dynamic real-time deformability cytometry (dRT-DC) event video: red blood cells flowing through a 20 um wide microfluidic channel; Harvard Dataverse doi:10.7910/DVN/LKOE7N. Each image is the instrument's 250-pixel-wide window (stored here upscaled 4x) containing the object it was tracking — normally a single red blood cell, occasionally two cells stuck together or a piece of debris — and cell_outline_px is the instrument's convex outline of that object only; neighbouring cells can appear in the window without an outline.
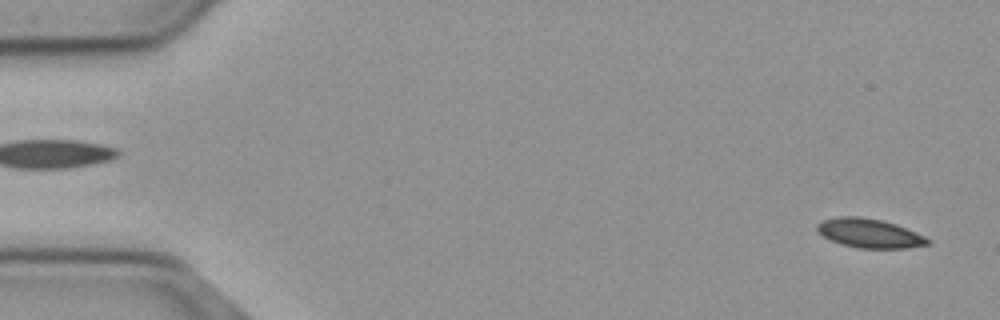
{"species": "common noctule bat (a hibernating species)", "species_latin": "Nyctalus noctula", "temperature_condition": "cold", "stored_images_in_passage": 55, "camera_frame_rate_fps": 3000, "um_per_image_px": 0.085, "animal": {"sex": "male", "body_mass_g": 23.1, "forearm_length_mm": 52.7}, "frame": {"image": 1, "passage_image": 2, "time_ms": 0.333, "image_size_px": [1000, 320], "cell_outline_px": [[932, 244], [908, 248], [856, 248], [832, 240], [824, 236], [816, 228], [816, 224], [824, 220], [840, 216], [860, 216], [880, 220], [896, 224], [924, 236], [932, 240]], "centroid_in_image_um": [73.95, 19.83], "position_along_channel_um": 11.0, "area_um2": 18.61}}
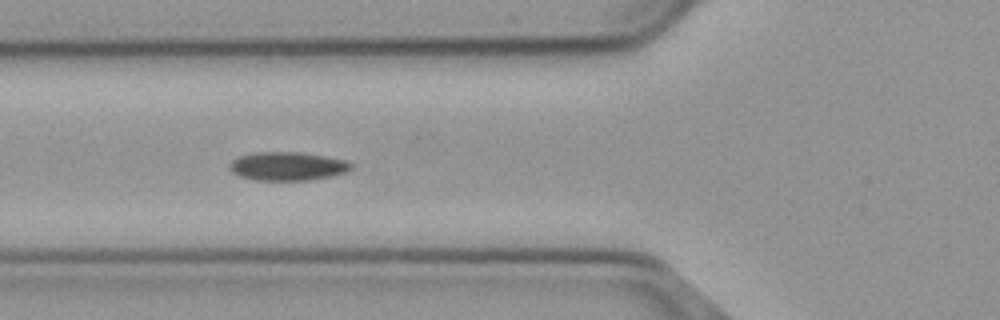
{"frame": {"image": 2, "passage_image": 20, "time_ms": 6.333, "image_size_px": [1000, 320], "cell_outline_px": [[352, 168], [344, 172], [332, 176], [308, 180], [256, 180], [240, 176], [232, 172], [228, 164], [232, 160], [240, 156], [252, 152], [300, 152], [324, 156], [344, 160], [352, 164]], "centroid_in_image_um": [24.4, 14.12], "position_along_channel_um": 101.4, "area_um2": 20.11}}
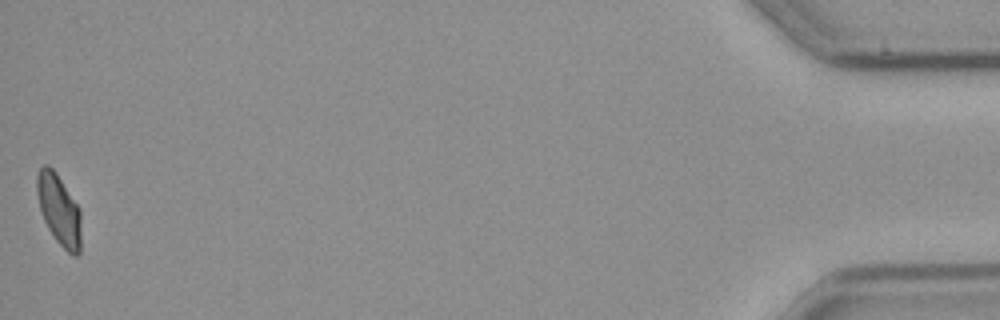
{"frame": {"image": 3, "passage_image": 55, "time_ms": 18.0, "image_size_px": [1000, 320], "cell_outline_px": [[80, 252], [76, 256], [72, 256], [56, 240], [48, 228], [44, 220], [40, 208], [36, 192], [36, 176], [40, 168], [44, 164], [48, 164], [56, 172], [80, 208]], "centroid_in_image_um": [5.01, 17.81], "position_along_channel_um": 430.2, "area_um2": 18.21}, "authors_computed_cell_mechanics": {"area_um2": 19.1318, "velocity_mm_per_s": 3.6989, "shape_relaxation_time_tau1_ms": null, "shape_relaxation_time_tau2_ms": 8.8815, "deformation_change_tau1": null, "deformation_change_tau2": 0.0905}}